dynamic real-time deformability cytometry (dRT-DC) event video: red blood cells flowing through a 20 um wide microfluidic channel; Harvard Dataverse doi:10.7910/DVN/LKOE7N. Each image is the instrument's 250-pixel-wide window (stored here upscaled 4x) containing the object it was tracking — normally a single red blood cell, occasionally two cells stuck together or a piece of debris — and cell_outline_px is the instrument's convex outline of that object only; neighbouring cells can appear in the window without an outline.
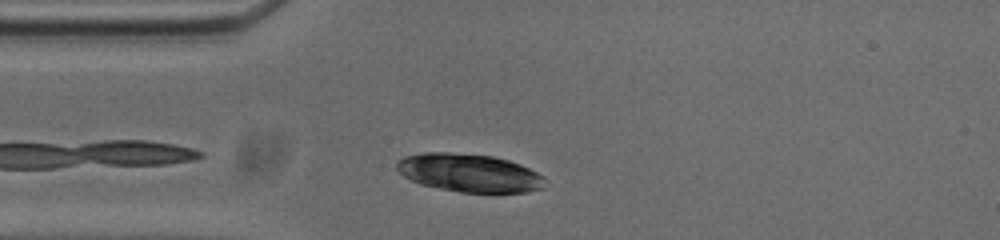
{"species": "common noctule bat (a hibernating species)", "species_latin": "Nyctalus noctula", "temperature_condition": "cold", "stored_images_in_passage": 40, "camera_frame_rate_fps": 3000, "um_per_image_px": 0.085, "animal": {"sex": "male", "body_mass_g": 20.0, "forearm_length_mm": 53.3}, "frame": {"image": 1, "passage_image": 3, "time_ms": 0.667, "image_size_px": [1000, 240], "cell_outline_px": [[544, 188], [528, 192], [460, 192], [420, 184], [404, 176], [396, 168], [396, 160], [404, 156], [424, 152], [448, 152], [492, 156], [508, 160], [520, 164], [536, 172], [540, 176]], "centroid_in_image_um": [39.83, 14.68], "position_along_channel_um": 45.2, "area_um2": 32.66}}